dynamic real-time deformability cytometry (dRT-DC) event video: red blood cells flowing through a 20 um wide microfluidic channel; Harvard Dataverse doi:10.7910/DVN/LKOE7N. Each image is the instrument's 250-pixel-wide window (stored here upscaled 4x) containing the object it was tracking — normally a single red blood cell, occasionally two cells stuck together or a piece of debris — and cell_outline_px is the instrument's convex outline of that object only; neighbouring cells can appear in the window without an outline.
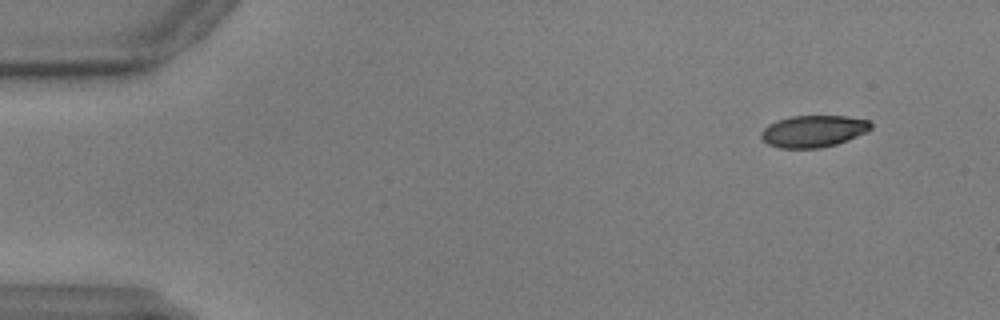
{"species": "common noctule bat (a hibernating species)", "species_latin": "Nyctalus noctula", "temperature_condition": "warm", "stored_images_in_passage": 7, "camera_frame_rate_fps": 3000, "um_per_image_px": 0.085, "animal": {"sex": "male", "body_mass_g": 17.9, "forearm_length_mm": 54.2}, "frame": {"image": 1, "passage_image": 1, "time_ms": 0.0, "image_size_px": [1000, 320], "cell_outline_px": [[872, 128], [856, 136], [836, 144], [820, 148], [780, 148], [768, 144], [760, 136], [760, 132], [768, 124], [776, 120], [792, 116], [848, 116], [868, 120], [872, 124]], "centroid_in_image_um": [69.11, 11.14], "position_along_channel_um": 15.9, "area_um2": 20.29}}